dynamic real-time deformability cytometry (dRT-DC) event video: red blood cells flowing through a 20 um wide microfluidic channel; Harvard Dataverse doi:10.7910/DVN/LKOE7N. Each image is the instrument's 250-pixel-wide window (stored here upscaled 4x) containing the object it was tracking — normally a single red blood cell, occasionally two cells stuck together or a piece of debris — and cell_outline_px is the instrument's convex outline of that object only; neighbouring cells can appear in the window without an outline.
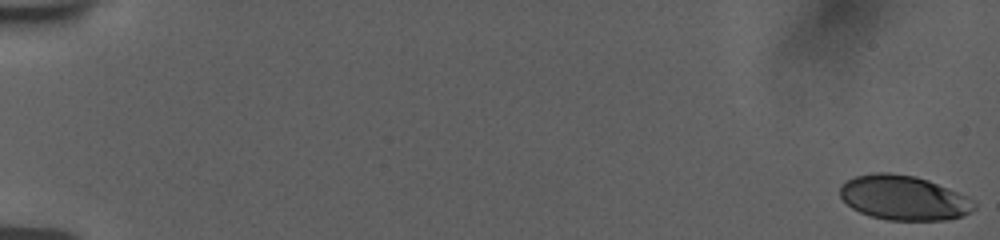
{"species": "human", "species_latin": "Homo sapiens", "temperature_condition": "room temperature", "stored_images_in_passage": 56, "camera_frame_rate_fps": 3000, "um_per_image_px": 0.085, "donor": {"sex": "female"}, "frame": {"image": 1, "passage_image": 1, "time_ms": 0.0, "image_size_px": [1000, 240], "cell_outline_px": [[976, 208], [972, 212], [964, 216], [948, 220], [888, 220], [872, 216], [860, 212], [852, 208], [840, 196], [840, 184], [856, 176], [876, 172], [888, 172], [916, 176], [928, 180], [968, 196], [976, 204]], "centroid_in_image_um": [76.85, 16.81], "position_along_channel_um": 8.2, "area_um2": 35.03}}
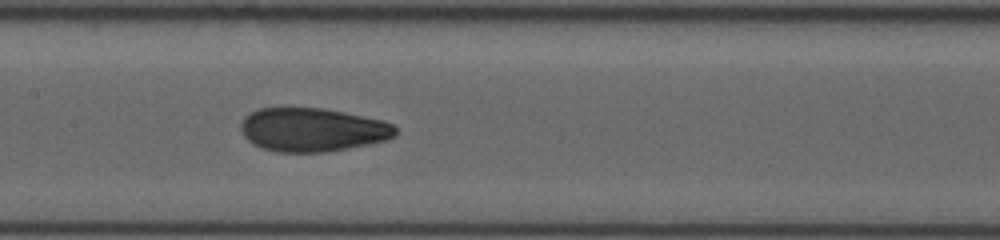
{"frame": {"image": 2, "passage_image": 30, "time_ms": 9.667, "image_size_px": [1000, 240], "cell_outline_px": [[396, 136], [388, 140], [348, 148], [324, 152], [276, 152], [252, 144], [244, 136], [240, 128], [240, 124], [244, 116], [260, 108], [324, 108], [384, 120], [392, 124], [396, 128]], "centroid_in_image_um": [26.56, 11.03], "position_along_channel_um": 180.8, "area_um2": 39.42}}
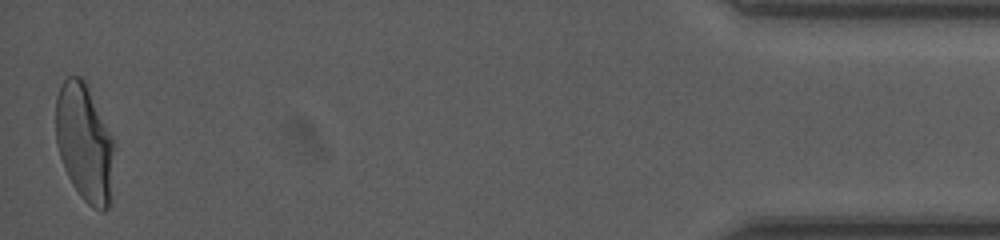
{"frame": {"image": 3, "passage_image": 56, "time_ms": 18.333, "image_size_px": [1000, 240], "cell_outline_px": [[112, 148], [108, 208], [104, 212], [100, 212], [92, 208], [80, 196], [72, 184], [64, 168], [56, 144], [56, 96], [60, 84], [68, 76], [80, 76], [84, 80], [112, 136]], "centroid_in_image_um": [7.12, 12.11], "position_along_channel_um": 428.1, "area_um2": 39.25}, "authors_computed_cell_mechanics": {"area_um2": 38.4081, "velocity_mm_per_s": 3.7567, "shape_relaxation_time_tau1_ms": 6.8259, "shape_relaxation_time_tau2_ms": 1.0173, "deformation_change_tau1": 0.2015, "deformation_change_tau2": 0.0626}}